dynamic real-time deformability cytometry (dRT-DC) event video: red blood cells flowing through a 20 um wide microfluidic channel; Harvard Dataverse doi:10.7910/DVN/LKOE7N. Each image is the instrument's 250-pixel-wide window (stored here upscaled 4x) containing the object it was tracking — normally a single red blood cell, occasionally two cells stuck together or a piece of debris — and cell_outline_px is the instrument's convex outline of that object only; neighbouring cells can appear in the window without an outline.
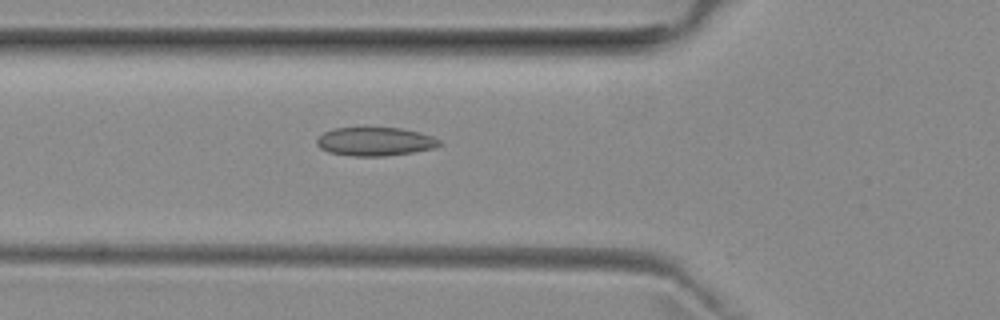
{"species": "common noctule bat (a hibernating species)", "species_latin": "Nyctalus noctula", "temperature_condition": "room temperature", "stored_images_in_passage": 51, "camera_frame_rate_fps": 3000, "um_per_image_px": 0.085, "animal": {"sex": "female", "body_mass_g": 29.2, "forearm_length_mm": 56.3}, "frame": {"image": 1, "passage_image": 18, "time_ms": 5.667, "image_size_px": [1000, 320], "cell_outline_px": [[444, 144], [432, 148], [412, 152], [384, 156], [352, 156], [328, 152], [320, 148], [316, 144], [316, 140], [324, 132], [332, 128], [400, 128], [420, 132], [432, 136], [440, 140]], "centroid_in_image_um": [31.88, 12.03], "position_along_channel_um": 93.9, "area_um2": 20.4}}
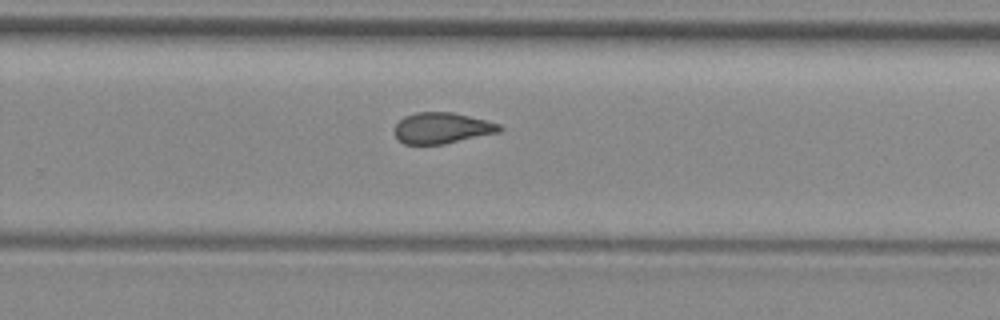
{"frame": {"image": 2, "passage_image": 33, "time_ms": 10.667, "image_size_px": [1000, 320], "cell_outline_px": [[504, 128], [500, 132], [444, 144], [404, 144], [396, 136], [396, 124], [404, 116], [416, 112], [452, 112], [500, 124]], "centroid_in_image_um": [37.59, 10.88], "position_along_channel_um": 292.2, "area_um2": 18.79}}
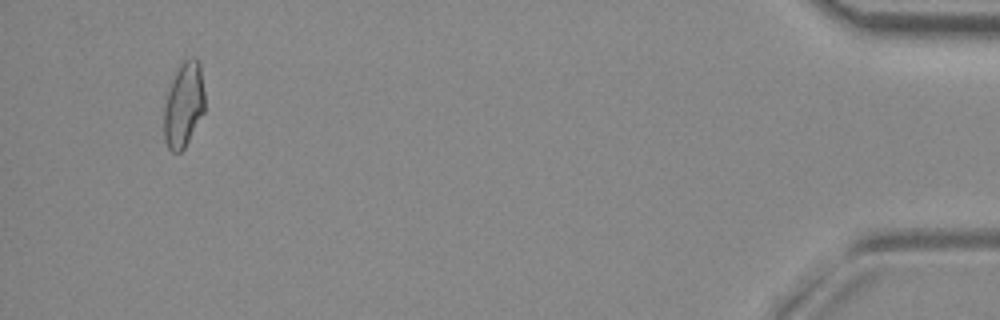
{"frame": {"image": 3, "passage_image": 49, "time_ms": 16.0, "image_size_px": [1000, 320], "cell_outline_px": [[204, 112], [184, 148], [180, 152], [172, 152], [168, 148], [164, 140], [164, 108], [168, 92], [172, 80], [180, 64], [188, 56], [196, 56], [200, 64], [204, 92]], "centroid_in_image_um": [15.62, 8.88], "position_along_channel_um": 419.6, "area_um2": 20.17}, "authors_computed_cell_mechanics": {"area_um2": 19.7676, "velocity_mm_per_s": 3.9719, "shape_relaxation_time_tau1_ms": null, "shape_relaxation_time_tau2_ms": 2.7325, "deformation_change_tau1": null, "deformation_change_tau2": 0.096}}